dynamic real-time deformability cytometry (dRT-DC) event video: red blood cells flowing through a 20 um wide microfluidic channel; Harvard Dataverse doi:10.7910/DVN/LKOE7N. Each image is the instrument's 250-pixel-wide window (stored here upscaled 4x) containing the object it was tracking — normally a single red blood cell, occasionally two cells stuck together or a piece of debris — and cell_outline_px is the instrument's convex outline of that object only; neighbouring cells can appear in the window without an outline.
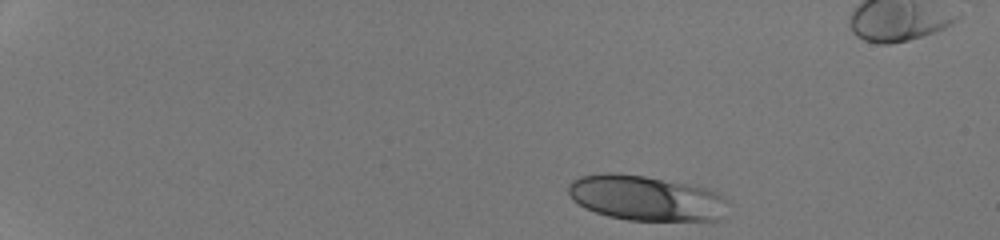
{"species": "human", "species_latin": "Homo sapiens", "temperature_condition": "room temperature", "stored_images_in_passage": 43, "camera_frame_rate_fps": 3000, "um_per_image_px": 0.085, "donor": {"sex": "male"}, "frame": {"image": 1, "passage_image": 2, "time_ms": 0.333, "image_size_px": [1000, 240], "cell_outline_px": [[728, 200], [720, 216], [716, 220], [628, 220], [608, 216], [584, 208], [572, 200], [568, 192], [568, 184], [572, 180], [580, 176], [604, 172], [616, 172], [644, 176], [688, 184], [708, 188], [716, 192]], "centroid_in_image_um": [54.83, 16.82], "position_along_channel_um": 30.2, "area_um2": 41.91}}
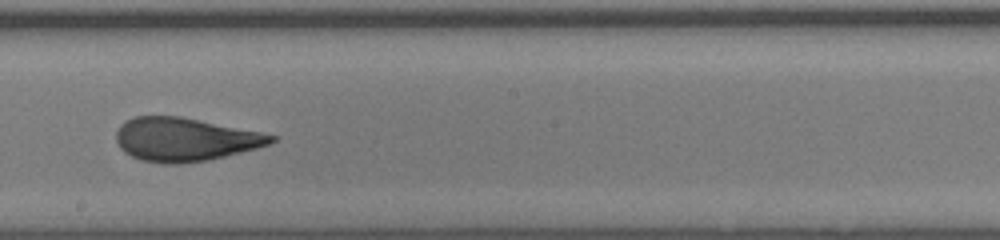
{"frame": {"image": 2, "passage_image": 25, "time_ms": 8.0, "image_size_px": [1000, 240], "cell_outline_px": [[276, 140], [268, 144], [256, 148], [208, 160], [180, 164], [164, 164], [140, 160], [124, 152], [120, 148], [116, 140], [116, 132], [120, 124], [124, 120], [136, 116], [180, 116], [260, 132], [276, 136]], "centroid_in_image_um": [15.66, 11.85], "position_along_channel_um": 232.5, "area_um2": 39.13}}
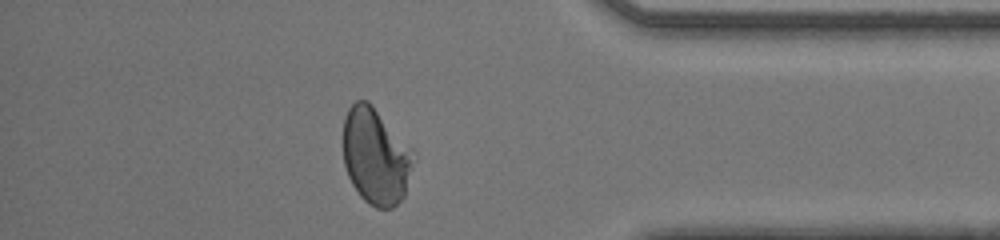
{"frame": {"image": 3, "passage_image": 38, "time_ms": 12.333, "image_size_px": [1000, 240], "cell_outline_px": [[416, 160], [404, 196], [392, 208], [376, 208], [368, 204], [360, 196], [352, 184], [348, 176], [344, 164], [344, 116], [348, 108], [356, 100], [368, 100], [372, 104], [416, 152]], "centroid_in_image_um": [31.97, 13.28], "position_along_channel_um": 403.2, "area_um2": 40.0}, "authors_computed_cell_mechanics": {"area_um2": 39.593, "velocity_mm_per_s": 4.2879, "shape_relaxation_time_tau1_ms": 9.2809, "shape_relaxation_time_tau2_ms": null, "deformation_change_tau1": 0.2633, "deformation_change_tau2": null}}